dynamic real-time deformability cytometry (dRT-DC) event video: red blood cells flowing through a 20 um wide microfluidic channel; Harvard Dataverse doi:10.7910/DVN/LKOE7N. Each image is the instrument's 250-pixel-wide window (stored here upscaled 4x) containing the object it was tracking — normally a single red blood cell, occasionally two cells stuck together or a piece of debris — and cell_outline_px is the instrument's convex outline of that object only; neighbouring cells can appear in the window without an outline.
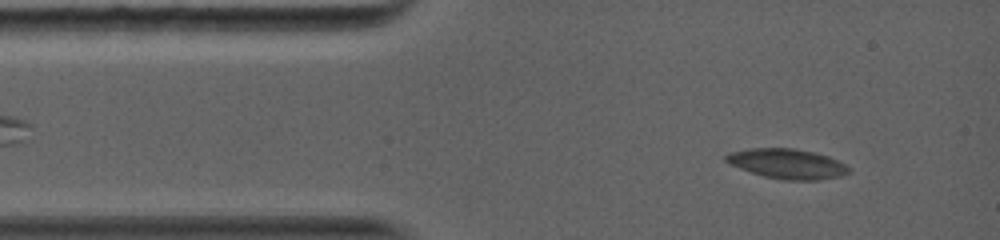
{"species": "common noctule bat (a hibernating species)", "species_latin": "Nyctalus noctula", "temperature_condition": "warm", "stored_images_in_passage": 19, "camera_frame_rate_fps": 5000, "um_per_image_px": 0.085, "animal": {"sex": "female", "body_mass_g": 19.0, "forearm_length_mm": 56.7}, "frame": {"image": 1, "passage_image": 1, "time_ms": 0.0, "image_size_px": [1000, 240], "cell_outline_px": [[852, 172], [840, 176], [820, 180], [780, 180], [764, 176], [740, 168], [724, 160], [724, 156], [728, 152], [752, 148], [796, 148], [828, 156], [844, 164]], "centroid_in_image_um": [66.91, 13.92], "position_along_channel_um": 18.1, "area_um2": 21.33}}
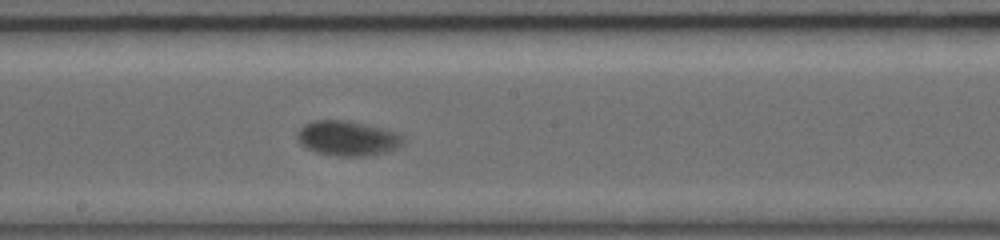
{"frame": {"image": 2, "passage_image": 10, "time_ms": 6.0, "image_size_px": [1000, 240], "cell_outline_px": [[404, 144], [396, 148], [384, 152], [368, 156], [340, 156], [316, 152], [300, 144], [296, 140], [296, 132], [304, 124], [312, 120], [344, 120], [364, 124], [396, 132], [404, 136]], "centroid_in_image_um": [29.51, 11.75], "position_along_channel_um": 218.7, "area_um2": 21.56}}
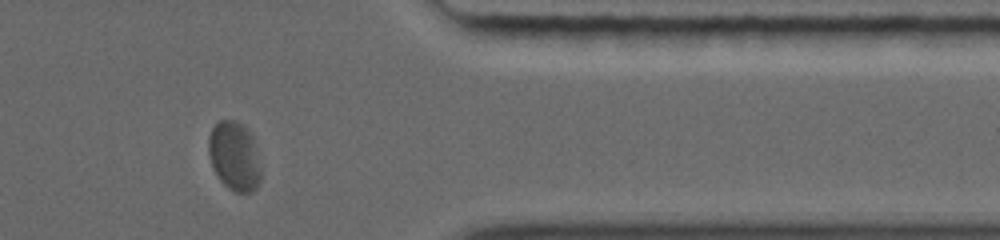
{"frame": {"image": 3, "passage_image": 17, "time_ms": 10.6, "image_size_px": [1000, 240], "cell_outline_px": [[260, 180], [256, 188], [252, 192], [236, 192], [228, 188], [220, 180], [212, 164], [208, 152], [208, 136], [212, 128], [220, 120], [236, 120], [248, 128], [252, 136], [260, 168]], "centroid_in_image_um": [19.91, 13.25], "position_along_channel_um": 391.5, "area_um2": 20.92}, "authors_computed_cell_mechanics": {"area_um2": 21.097, "velocity_mm_per_s": 4.0158, "shape_relaxation_time_tau1_ms": 3.4536, "shape_relaxation_time_tau2_ms": null, "deformation_change_tau1": 0.1585, "deformation_change_tau2": null}}